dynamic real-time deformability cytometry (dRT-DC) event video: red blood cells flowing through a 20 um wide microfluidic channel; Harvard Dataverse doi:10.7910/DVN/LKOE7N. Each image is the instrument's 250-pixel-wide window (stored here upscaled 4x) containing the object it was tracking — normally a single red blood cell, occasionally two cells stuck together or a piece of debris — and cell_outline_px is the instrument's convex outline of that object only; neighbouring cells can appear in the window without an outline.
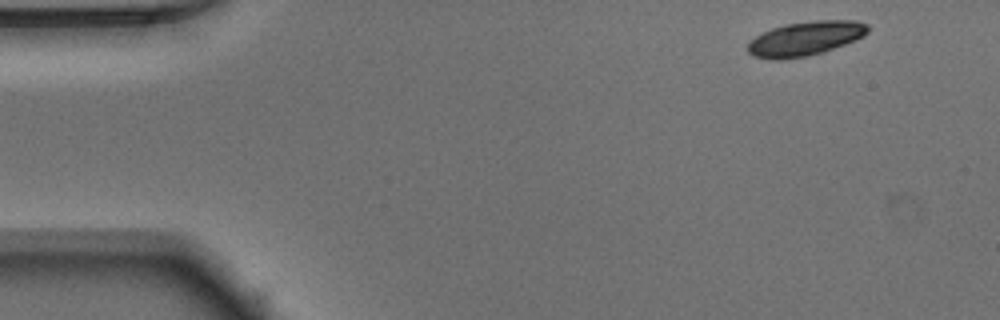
{"species": "Egyptian fruit bat (a non-hibernating species)", "species_latin": "Rousettus aegyptiacus", "temperature_condition": "warm", "stored_images_in_passage": 47, "camera_frame_rate_fps": 3000, "um_per_image_px": 0.085, "animal": {"sex": "male"}, "frame": {"image": 1, "passage_image": 1, "time_ms": 0.0, "image_size_px": [1000, 320], "cell_outline_px": [[872, 28], [864, 36], [856, 40], [824, 52], [808, 56], [780, 60], [772, 60], [752, 56], [748, 52], [748, 44], [756, 36], [772, 28], [784, 24], [816, 20], [856, 20], [868, 24]], "centroid_in_image_um": [68.5, 3.28], "position_along_channel_um": 16.5, "area_um2": 24.28}}
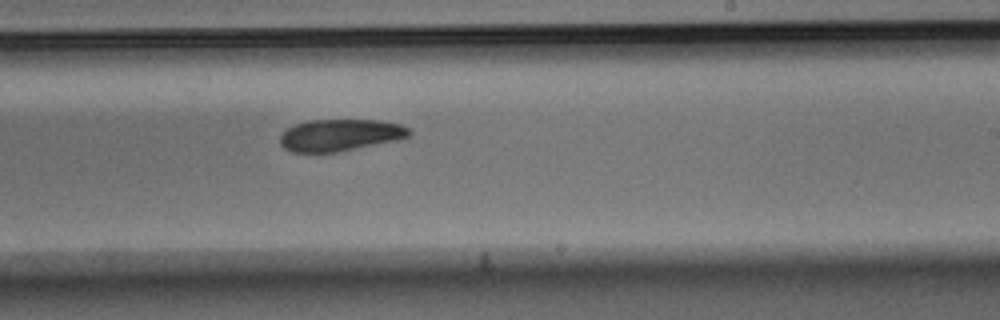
{"frame": {"image": 2, "passage_image": 27, "time_ms": 8.667, "image_size_px": [1000, 320], "cell_outline_px": [[412, 132], [408, 136], [396, 140], [336, 152], [292, 152], [284, 148], [280, 144], [280, 136], [288, 128], [296, 124], [308, 120], [380, 120], [400, 124], [408, 128]], "centroid_in_image_um": [28.89, 11.47], "position_along_channel_um": 260.1, "area_um2": 23.76}}
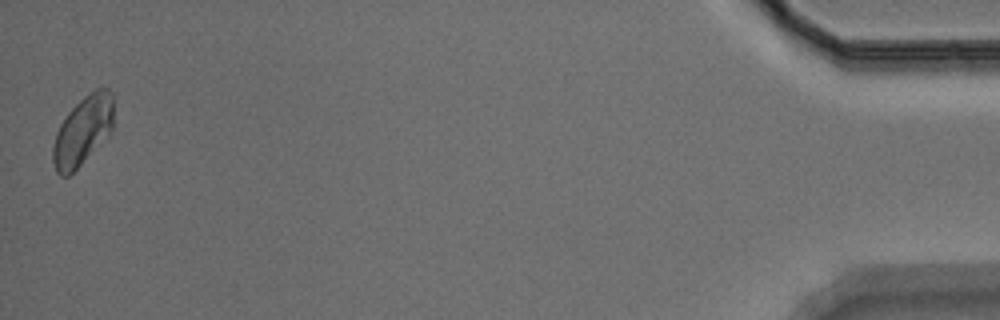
{"frame": {"image": 3, "passage_image": 47, "time_ms": 15.333, "image_size_px": [1000, 320], "cell_outline_px": [[112, 128], [108, 136], [68, 176], [60, 176], [56, 172], [52, 160], [52, 148], [56, 132], [60, 124], [68, 112], [84, 96], [96, 88], [108, 88], [112, 92]], "centroid_in_image_um": [7.01, 11.11], "position_along_channel_um": 428.2, "area_um2": 24.1}, "authors_computed_cell_mechanics": {"area_um2": 24.3916, "velocity_mm_per_s": 3.9201, "shape_relaxation_time_tau1_ms": 4.6121, "shape_relaxation_time_tau2_ms": null, "deformation_change_tau1": 0.1222, "deformation_change_tau2": null}}